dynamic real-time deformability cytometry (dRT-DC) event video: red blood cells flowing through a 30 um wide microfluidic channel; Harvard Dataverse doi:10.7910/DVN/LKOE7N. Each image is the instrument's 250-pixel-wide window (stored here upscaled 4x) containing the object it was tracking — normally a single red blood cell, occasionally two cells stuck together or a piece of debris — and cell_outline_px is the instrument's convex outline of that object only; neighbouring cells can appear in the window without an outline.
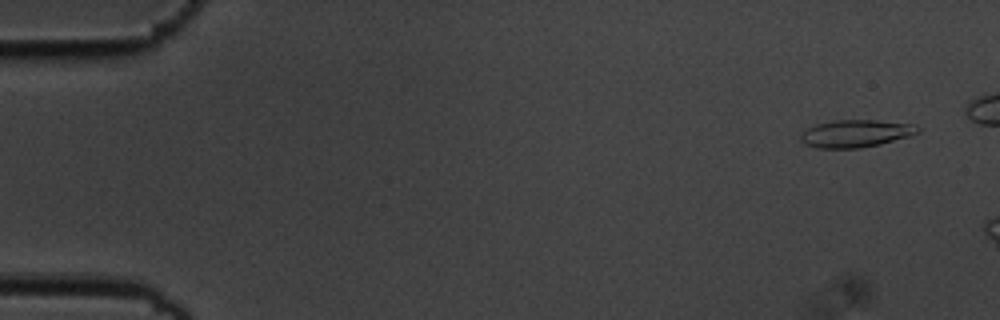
{"species": "common noctule bat (a hibernating species)", "species_latin": "Nyctalus noctula", "temperature_condition": "cold", "stored_images_in_passage": 4, "camera_frame_rate_fps": 3000, "um_per_image_px": 0.085, "animal": {"sex": "male", "body_mass_g": 19.5, "forearm_length_mm": 54.6}, "frame": {"image": 1, "passage_image": 1, "time_ms": 0.0, "image_size_px": [1000, 320], "cell_outline_px": [[920, 132], [908, 136], [880, 144], [860, 148], [816, 148], [804, 144], [800, 140], [800, 136], [808, 128], [816, 124], [836, 120], [876, 120], [916, 124], [920, 128]], "centroid_in_image_um": [72.75, 11.35], "position_along_channel_um": 12.3, "area_um2": 18.73}}